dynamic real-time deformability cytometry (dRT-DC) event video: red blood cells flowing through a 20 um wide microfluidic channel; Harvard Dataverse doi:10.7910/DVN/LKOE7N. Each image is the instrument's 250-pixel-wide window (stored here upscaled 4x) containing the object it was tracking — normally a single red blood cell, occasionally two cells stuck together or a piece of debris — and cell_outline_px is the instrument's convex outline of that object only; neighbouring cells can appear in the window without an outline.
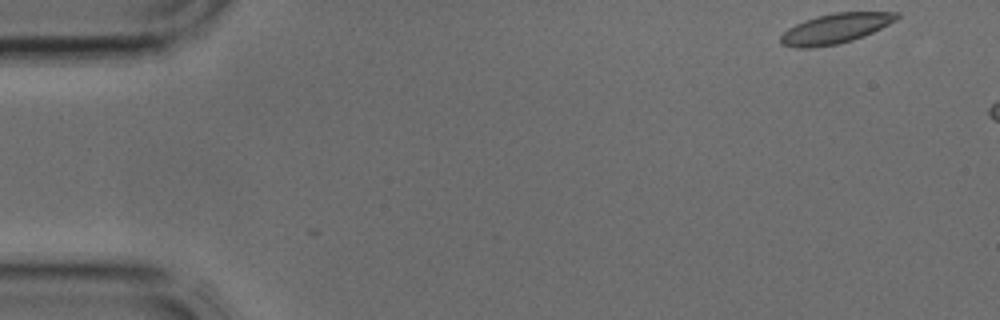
{"species": "common noctule bat (a hibernating species)", "species_latin": "Nyctalus noctula", "temperature_condition": "cold", "stored_images_in_passage": 4, "camera_frame_rate_fps": 3000, "um_per_image_px": 0.085, "animal": {"sex": "male", "body_mass_g": 17.9, "forearm_length_mm": 54.2}, "frame": {"image": 1, "passage_image": 4, "time_ms": 1.0, "image_size_px": [1000, 320], "cell_outline_px": [[900, 16], [896, 20], [864, 36], [852, 40], [836, 44], [808, 48], [796, 48], [780, 44], [780, 36], [788, 28], [804, 20], [816, 16], [836, 12], [900, 12]], "centroid_in_image_um": [70.99, 2.42], "position_along_channel_um": 14.0, "area_um2": 20.17}}